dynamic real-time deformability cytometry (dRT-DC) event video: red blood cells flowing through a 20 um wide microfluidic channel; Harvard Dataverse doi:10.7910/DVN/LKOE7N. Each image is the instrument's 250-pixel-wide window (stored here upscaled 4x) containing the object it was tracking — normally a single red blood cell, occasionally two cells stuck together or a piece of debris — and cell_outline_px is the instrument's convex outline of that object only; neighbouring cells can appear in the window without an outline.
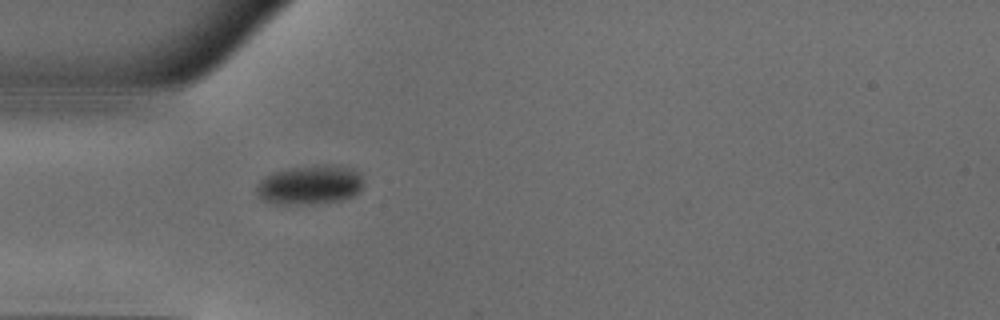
{"species": "common noctule bat (a hibernating species)", "species_latin": "Nyctalus noctula", "temperature_condition": "warm", "stored_images_in_passage": 39, "camera_frame_rate_fps": 3000, "um_per_image_px": 0.085, "animal": {"sex": "male", "body_mass_g": 18.8}, "frame": {"image": 1, "passage_image": 4, "time_ms": 1.0, "image_size_px": [1000, 320], "cell_outline_px": [[364, 184], [360, 192], [352, 196], [340, 200], [308, 204], [272, 204], [260, 200], [256, 196], [256, 188], [260, 180], [264, 176], [276, 172], [292, 168], [324, 164], [336, 164], [352, 168], [360, 172], [364, 176]], "centroid_in_image_um": [26.37, 15.71], "position_along_channel_um": 58.6, "area_um2": 24.97}}
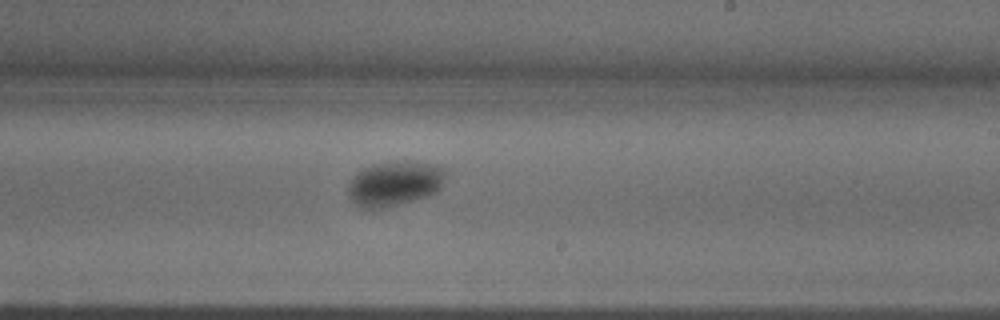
{"frame": {"image": 2, "passage_image": 19, "time_ms": 6.0, "image_size_px": [1000, 320], "cell_outline_px": [[444, 176], [440, 188], [436, 192], [428, 196], [372, 212], [360, 208], [352, 200], [348, 192], [348, 184], [356, 172], [372, 164], [396, 160], [412, 160], [436, 164], [444, 168]], "centroid_in_image_um": [33.51, 15.6], "position_along_channel_um": 255.5, "area_um2": 26.18}}
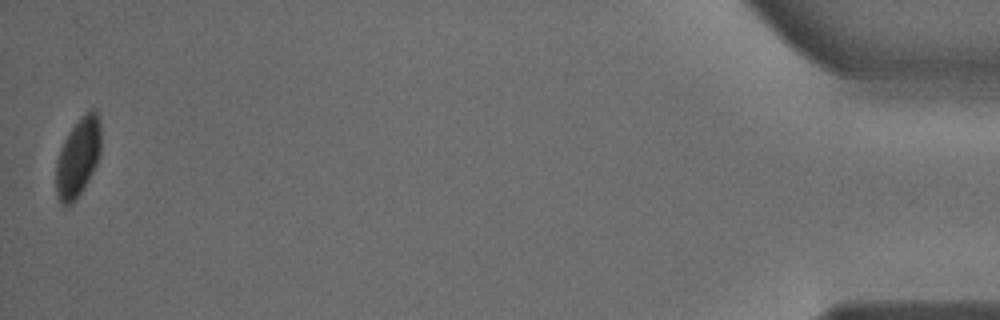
{"frame": {"image": 3, "passage_image": 39, "time_ms": 12.667, "image_size_px": [1000, 320], "cell_outline_px": [[100, 152], [96, 164], [88, 180], [72, 204], [64, 208], [60, 204], [56, 192], [56, 160], [60, 148], [64, 140], [80, 116], [84, 112], [92, 108], [96, 108], [100, 120]], "centroid_in_image_um": [6.62, 13.36], "position_along_channel_um": 428.6, "area_um2": 20.81}, "authors_computed_cell_mechanics": {"area_um2": 23.5824, "velocity_mm_per_s": 3.9879, "shape_relaxation_time_tau1_ms": 5.6881, "shape_relaxation_time_tau2_ms": null, "deformation_change_tau1": 0.1106, "deformation_change_tau2": null}}